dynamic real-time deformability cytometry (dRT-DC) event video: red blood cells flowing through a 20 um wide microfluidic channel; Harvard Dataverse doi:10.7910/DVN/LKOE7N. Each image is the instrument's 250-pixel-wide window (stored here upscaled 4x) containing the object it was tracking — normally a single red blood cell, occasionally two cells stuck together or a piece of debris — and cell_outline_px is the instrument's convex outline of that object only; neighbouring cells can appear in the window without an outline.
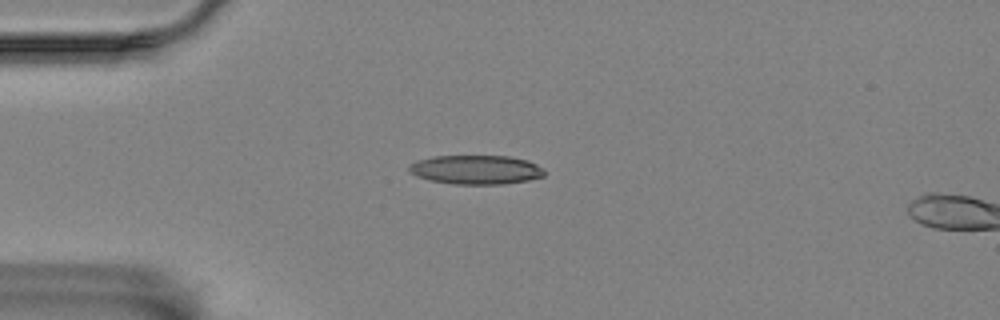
{"species": "Egyptian fruit bat (a non-hibernating species)", "species_latin": "Rousettus aegyptiacus", "temperature_condition": "room temperature", "stored_images_in_passage": 4, "camera_frame_rate_fps": 3000, "um_per_image_px": 0.085, "animal": {"sex": "female"}, "frame": {"image": 1, "passage_image": 1, "time_ms": 0.0, "image_size_px": [1000, 320], "cell_outline_px": [[544, 176], [528, 180], [504, 184], [452, 184], [432, 180], [416, 176], [408, 172], [408, 168], [412, 164], [420, 160], [436, 156], [508, 156], [528, 160], [544, 168]], "centroid_in_image_um": [40.49, 14.43], "position_along_channel_um": 44.5, "area_um2": 22.83}}